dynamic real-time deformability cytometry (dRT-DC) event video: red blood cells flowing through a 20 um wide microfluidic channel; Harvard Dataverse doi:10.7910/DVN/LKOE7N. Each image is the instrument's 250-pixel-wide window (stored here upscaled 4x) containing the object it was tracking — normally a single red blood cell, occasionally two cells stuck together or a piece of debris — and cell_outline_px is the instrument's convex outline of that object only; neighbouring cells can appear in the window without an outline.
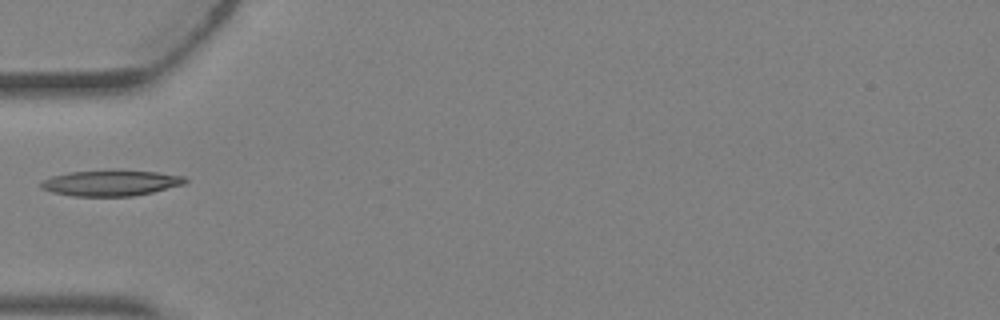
{"species": "Egyptian fruit bat (a non-hibernating species)", "species_latin": "Rousettus aegyptiacus", "temperature_condition": "warm", "stored_images_in_passage": 1, "camera_frame_rate_fps": 3000, "um_per_image_px": 0.085, "animal": {"sex": "female"}, "frame": {"image": 1, "passage_image": 1, "time_ms": 0.0, "image_size_px": [1000, 320], "cell_outline_px": [[188, 180], [184, 184], [152, 192], [132, 196], [72, 196], [52, 192], [40, 188], [40, 180], [52, 176], [68, 172], [112, 168], [116, 168], [156, 172], [184, 176]], "centroid_in_image_um": [9.38, 15.52], "position_along_channel_um": 75.6, "area_um2": 22.31}}